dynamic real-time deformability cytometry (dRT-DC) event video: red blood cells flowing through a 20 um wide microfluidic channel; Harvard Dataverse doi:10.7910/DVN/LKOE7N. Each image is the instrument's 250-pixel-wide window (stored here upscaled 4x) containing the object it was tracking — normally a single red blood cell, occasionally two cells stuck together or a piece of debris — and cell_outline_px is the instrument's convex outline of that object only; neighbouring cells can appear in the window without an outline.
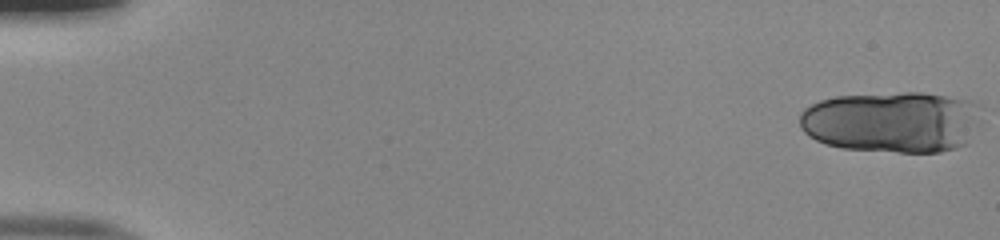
{"species": "human", "species_latin": "Homo sapiens", "temperature_condition": "room temperature", "stored_images_in_passage": 24, "camera_frame_rate_fps": 3000, "um_per_image_px": 0.085, "donor": {"sex": "male"}, "frame": {"image": 1, "passage_image": 1, "time_ms": 0.0, "image_size_px": [1000, 240], "cell_outline_px": [[976, 104], [964, 144], [956, 148], [940, 152], [900, 152], [844, 148], [828, 144], [816, 140], [808, 136], [800, 128], [800, 112], [804, 108], [820, 100], [836, 96], [904, 92], [920, 92], [968, 100]], "centroid_in_image_um": [75.64, 10.36], "position_along_channel_um": 9.4, "area_um2": 63.41}}